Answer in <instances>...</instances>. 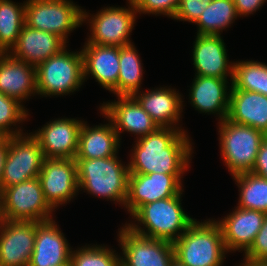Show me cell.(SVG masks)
<instances>
[{
    "instance_id": "obj_1",
    "label": "cell",
    "mask_w": 267,
    "mask_h": 266,
    "mask_svg": "<svg viewBox=\"0 0 267 266\" xmlns=\"http://www.w3.org/2000/svg\"><path fill=\"white\" fill-rule=\"evenodd\" d=\"M186 132L159 127L153 133L136 139L128 163L129 173L185 174L194 153L193 143Z\"/></svg>"
},
{
    "instance_id": "obj_2",
    "label": "cell",
    "mask_w": 267,
    "mask_h": 266,
    "mask_svg": "<svg viewBox=\"0 0 267 266\" xmlns=\"http://www.w3.org/2000/svg\"><path fill=\"white\" fill-rule=\"evenodd\" d=\"M183 192L173 197L142 205L132 215V219L135 221L125 223V225L141 236L173 243L196 220L183 210L181 205Z\"/></svg>"
},
{
    "instance_id": "obj_3",
    "label": "cell",
    "mask_w": 267,
    "mask_h": 266,
    "mask_svg": "<svg viewBox=\"0 0 267 266\" xmlns=\"http://www.w3.org/2000/svg\"><path fill=\"white\" fill-rule=\"evenodd\" d=\"M117 155L107 158L75 159L79 190L95 197L114 201L125 206L127 198L128 164ZM86 190V191H85Z\"/></svg>"
},
{
    "instance_id": "obj_4",
    "label": "cell",
    "mask_w": 267,
    "mask_h": 266,
    "mask_svg": "<svg viewBox=\"0 0 267 266\" xmlns=\"http://www.w3.org/2000/svg\"><path fill=\"white\" fill-rule=\"evenodd\" d=\"M173 247L175 258L186 266H222L228 253L220 226L210 218L195 220Z\"/></svg>"
},
{
    "instance_id": "obj_5",
    "label": "cell",
    "mask_w": 267,
    "mask_h": 266,
    "mask_svg": "<svg viewBox=\"0 0 267 266\" xmlns=\"http://www.w3.org/2000/svg\"><path fill=\"white\" fill-rule=\"evenodd\" d=\"M83 56L64 48L36 66V87L40 97L64 96L84 84Z\"/></svg>"
},
{
    "instance_id": "obj_6",
    "label": "cell",
    "mask_w": 267,
    "mask_h": 266,
    "mask_svg": "<svg viewBox=\"0 0 267 266\" xmlns=\"http://www.w3.org/2000/svg\"><path fill=\"white\" fill-rule=\"evenodd\" d=\"M218 123L220 155L228 172L232 176L251 172L266 135L250 126L231 122L227 118Z\"/></svg>"
},
{
    "instance_id": "obj_7",
    "label": "cell",
    "mask_w": 267,
    "mask_h": 266,
    "mask_svg": "<svg viewBox=\"0 0 267 266\" xmlns=\"http://www.w3.org/2000/svg\"><path fill=\"white\" fill-rule=\"evenodd\" d=\"M71 0H26L25 24L55 34L66 43L69 34L83 24V9Z\"/></svg>"
},
{
    "instance_id": "obj_8",
    "label": "cell",
    "mask_w": 267,
    "mask_h": 266,
    "mask_svg": "<svg viewBox=\"0 0 267 266\" xmlns=\"http://www.w3.org/2000/svg\"><path fill=\"white\" fill-rule=\"evenodd\" d=\"M127 2L128 8L107 6L91 16L83 9V23L87 21L91 32L86 42L117 47L133 44L129 36L135 26L137 11L133 0Z\"/></svg>"
},
{
    "instance_id": "obj_9",
    "label": "cell",
    "mask_w": 267,
    "mask_h": 266,
    "mask_svg": "<svg viewBox=\"0 0 267 266\" xmlns=\"http://www.w3.org/2000/svg\"><path fill=\"white\" fill-rule=\"evenodd\" d=\"M0 194L4 220L45 222L53 219L54 209L46 201L38 177L11 185Z\"/></svg>"
},
{
    "instance_id": "obj_10",
    "label": "cell",
    "mask_w": 267,
    "mask_h": 266,
    "mask_svg": "<svg viewBox=\"0 0 267 266\" xmlns=\"http://www.w3.org/2000/svg\"><path fill=\"white\" fill-rule=\"evenodd\" d=\"M44 159L39 141L31 133L9 136L0 192L11 185L38 177Z\"/></svg>"
},
{
    "instance_id": "obj_11",
    "label": "cell",
    "mask_w": 267,
    "mask_h": 266,
    "mask_svg": "<svg viewBox=\"0 0 267 266\" xmlns=\"http://www.w3.org/2000/svg\"><path fill=\"white\" fill-rule=\"evenodd\" d=\"M119 230L121 266H170L175 257L172 242L141 236L126 225Z\"/></svg>"
},
{
    "instance_id": "obj_12",
    "label": "cell",
    "mask_w": 267,
    "mask_h": 266,
    "mask_svg": "<svg viewBox=\"0 0 267 266\" xmlns=\"http://www.w3.org/2000/svg\"><path fill=\"white\" fill-rule=\"evenodd\" d=\"M183 175L129 173L125 208L132 216L142 205L173 197L184 189Z\"/></svg>"
},
{
    "instance_id": "obj_13",
    "label": "cell",
    "mask_w": 267,
    "mask_h": 266,
    "mask_svg": "<svg viewBox=\"0 0 267 266\" xmlns=\"http://www.w3.org/2000/svg\"><path fill=\"white\" fill-rule=\"evenodd\" d=\"M38 178L53 209L67 204L80 192L75 159L45 158Z\"/></svg>"
},
{
    "instance_id": "obj_14",
    "label": "cell",
    "mask_w": 267,
    "mask_h": 266,
    "mask_svg": "<svg viewBox=\"0 0 267 266\" xmlns=\"http://www.w3.org/2000/svg\"><path fill=\"white\" fill-rule=\"evenodd\" d=\"M82 123L77 118H57L31 134L39 141L45 158L75 159Z\"/></svg>"
},
{
    "instance_id": "obj_15",
    "label": "cell",
    "mask_w": 267,
    "mask_h": 266,
    "mask_svg": "<svg viewBox=\"0 0 267 266\" xmlns=\"http://www.w3.org/2000/svg\"><path fill=\"white\" fill-rule=\"evenodd\" d=\"M36 222L4 220L0 228V266H29Z\"/></svg>"
},
{
    "instance_id": "obj_16",
    "label": "cell",
    "mask_w": 267,
    "mask_h": 266,
    "mask_svg": "<svg viewBox=\"0 0 267 266\" xmlns=\"http://www.w3.org/2000/svg\"><path fill=\"white\" fill-rule=\"evenodd\" d=\"M221 35L196 34L192 49L195 75L217 77L233 81L234 61L229 62L226 45Z\"/></svg>"
},
{
    "instance_id": "obj_17",
    "label": "cell",
    "mask_w": 267,
    "mask_h": 266,
    "mask_svg": "<svg viewBox=\"0 0 267 266\" xmlns=\"http://www.w3.org/2000/svg\"><path fill=\"white\" fill-rule=\"evenodd\" d=\"M117 101L103 102L99 109L112 121L119 138L124 131L141 138L159 126L133 96H116Z\"/></svg>"
},
{
    "instance_id": "obj_18",
    "label": "cell",
    "mask_w": 267,
    "mask_h": 266,
    "mask_svg": "<svg viewBox=\"0 0 267 266\" xmlns=\"http://www.w3.org/2000/svg\"><path fill=\"white\" fill-rule=\"evenodd\" d=\"M266 213L235 207L226 217L215 220L221 228L227 252H243L250 248L262 227Z\"/></svg>"
},
{
    "instance_id": "obj_19",
    "label": "cell",
    "mask_w": 267,
    "mask_h": 266,
    "mask_svg": "<svg viewBox=\"0 0 267 266\" xmlns=\"http://www.w3.org/2000/svg\"><path fill=\"white\" fill-rule=\"evenodd\" d=\"M55 220L36 222L35 244L29 266H61L70 263L72 248Z\"/></svg>"
},
{
    "instance_id": "obj_20",
    "label": "cell",
    "mask_w": 267,
    "mask_h": 266,
    "mask_svg": "<svg viewBox=\"0 0 267 266\" xmlns=\"http://www.w3.org/2000/svg\"><path fill=\"white\" fill-rule=\"evenodd\" d=\"M176 90L160 86V88L146 90V92H136L133 97L159 127H170L185 132L186 130L179 125L184 101L182 95Z\"/></svg>"
},
{
    "instance_id": "obj_21",
    "label": "cell",
    "mask_w": 267,
    "mask_h": 266,
    "mask_svg": "<svg viewBox=\"0 0 267 266\" xmlns=\"http://www.w3.org/2000/svg\"><path fill=\"white\" fill-rule=\"evenodd\" d=\"M66 47L67 43L59 36L24 24L16 44L8 53L36 67Z\"/></svg>"
},
{
    "instance_id": "obj_22",
    "label": "cell",
    "mask_w": 267,
    "mask_h": 266,
    "mask_svg": "<svg viewBox=\"0 0 267 266\" xmlns=\"http://www.w3.org/2000/svg\"><path fill=\"white\" fill-rule=\"evenodd\" d=\"M81 49L84 80L91 77L103 88L117 96L119 74V47L85 42Z\"/></svg>"
},
{
    "instance_id": "obj_23",
    "label": "cell",
    "mask_w": 267,
    "mask_h": 266,
    "mask_svg": "<svg viewBox=\"0 0 267 266\" xmlns=\"http://www.w3.org/2000/svg\"><path fill=\"white\" fill-rule=\"evenodd\" d=\"M226 79L195 75L189 89L192 107L200 113L218 114L219 121L228 117L231 86Z\"/></svg>"
},
{
    "instance_id": "obj_24",
    "label": "cell",
    "mask_w": 267,
    "mask_h": 266,
    "mask_svg": "<svg viewBox=\"0 0 267 266\" xmlns=\"http://www.w3.org/2000/svg\"><path fill=\"white\" fill-rule=\"evenodd\" d=\"M0 92L21 104L37 93L36 67L0 53Z\"/></svg>"
},
{
    "instance_id": "obj_25",
    "label": "cell",
    "mask_w": 267,
    "mask_h": 266,
    "mask_svg": "<svg viewBox=\"0 0 267 266\" xmlns=\"http://www.w3.org/2000/svg\"><path fill=\"white\" fill-rule=\"evenodd\" d=\"M100 112L108 123L90 127L83 121L75 159L107 158L118 155L121 138L117 135L112 121L102 111Z\"/></svg>"
},
{
    "instance_id": "obj_26",
    "label": "cell",
    "mask_w": 267,
    "mask_h": 266,
    "mask_svg": "<svg viewBox=\"0 0 267 266\" xmlns=\"http://www.w3.org/2000/svg\"><path fill=\"white\" fill-rule=\"evenodd\" d=\"M228 120L250 126L267 136V96L236 89L231 84Z\"/></svg>"
},
{
    "instance_id": "obj_27",
    "label": "cell",
    "mask_w": 267,
    "mask_h": 266,
    "mask_svg": "<svg viewBox=\"0 0 267 266\" xmlns=\"http://www.w3.org/2000/svg\"><path fill=\"white\" fill-rule=\"evenodd\" d=\"M134 44L119 47L117 96H133L141 89L143 64Z\"/></svg>"
},
{
    "instance_id": "obj_28",
    "label": "cell",
    "mask_w": 267,
    "mask_h": 266,
    "mask_svg": "<svg viewBox=\"0 0 267 266\" xmlns=\"http://www.w3.org/2000/svg\"><path fill=\"white\" fill-rule=\"evenodd\" d=\"M237 18L233 0H212L195 22L197 34L221 35Z\"/></svg>"
},
{
    "instance_id": "obj_29",
    "label": "cell",
    "mask_w": 267,
    "mask_h": 266,
    "mask_svg": "<svg viewBox=\"0 0 267 266\" xmlns=\"http://www.w3.org/2000/svg\"><path fill=\"white\" fill-rule=\"evenodd\" d=\"M15 3L11 0H0V53L11 50L25 24V1Z\"/></svg>"
},
{
    "instance_id": "obj_30",
    "label": "cell",
    "mask_w": 267,
    "mask_h": 266,
    "mask_svg": "<svg viewBox=\"0 0 267 266\" xmlns=\"http://www.w3.org/2000/svg\"><path fill=\"white\" fill-rule=\"evenodd\" d=\"M239 188L238 206L267 214V179L245 172L233 176Z\"/></svg>"
},
{
    "instance_id": "obj_31",
    "label": "cell",
    "mask_w": 267,
    "mask_h": 266,
    "mask_svg": "<svg viewBox=\"0 0 267 266\" xmlns=\"http://www.w3.org/2000/svg\"><path fill=\"white\" fill-rule=\"evenodd\" d=\"M232 85L267 96V64L254 60L234 62Z\"/></svg>"
},
{
    "instance_id": "obj_32",
    "label": "cell",
    "mask_w": 267,
    "mask_h": 266,
    "mask_svg": "<svg viewBox=\"0 0 267 266\" xmlns=\"http://www.w3.org/2000/svg\"><path fill=\"white\" fill-rule=\"evenodd\" d=\"M105 245H85L71 251V266H121V256Z\"/></svg>"
},
{
    "instance_id": "obj_33",
    "label": "cell",
    "mask_w": 267,
    "mask_h": 266,
    "mask_svg": "<svg viewBox=\"0 0 267 266\" xmlns=\"http://www.w3.org/2000/svg\"><path fill=\"white\" fill-rule=\"evenodd\" d=\"M28 117V110L23 104L0 92V136L24 134L19 124L25 122ZM16 125H19V128Z\"/></svg>"
},
{
    "instance_id": "obj_34",
    "label": "cell",
    "mask_w": 267,
    "mask_h": 266,
    "mask_svg": "<svg viewBox=\"0 0 267 266\" xmlns=\"http://www.w3.org/2000/svg\"><path fill=\"white\" fill-rule=\"evenodd\" d=\"M181 0H133L139 14L165 15L172 20Z\"/></svg>"
},
{
    "instance_id": "obj_35",
    "label": "cell",
    "mask_w": 267,
    "mask_h": 266,
    "mask_svg": "<svg viewBox=\"0 0 267 266\" xmlns=\"http://www.w3.org/2000/svg\"><path fill=\"white\" fill-rule=\"evenodd\" d=\"M212 0H181L174 20L195 23Z\"/></svg>"
},
{
    "instance_id": "obj_36",
    "label": "cell",
    "mask_w": 267,
    "mask_h": 266,
    "mask_svg": "<svg viewBox=\"0 0 267 266\" xmlns=\"http://www.w3.org/2000/svg\"><path fill=\"white\" fill-rule=\"evenodd\" d=\"M244 254V259L267 262V214L254 242Z\"/></svg>"
},
{
    "instance_id": "obj_37",
    "label": "cell",
    "mask_w": 267,
    "mask_h": 266,
    "mask_svg": "<svg viewBox=\"0 0 267 266\" xmlns=\"http://www.w3.org/2000/svg\"><path fill=\"white\" fill-rule=\"evenodd\" d=\"M251 173L267 179V136L260 145Z\"/></svg>"
},
{
    "instance_id": "obj_38",
    "label": "cell",
    "mask_w": 267,
    "mask_h": 266,
    "mask_svg": "<svg viewBox=\"0 0 267 266\" xmlns=\"http://www.w3.org/2000/svg\"><path fill=\"white\" fill-rule=\"evenodd\" d=\"M238 17H245L259 10L266 0H233Z\"/></svg>"
},
{
    "instance_id": "obj_39",
    "label": "cell",
    "mask_w": 267,
    "mask_h": 266,
    "mask_svg": "<svg viewBox=\"0 0 267 266\" xmlns=\"http://www.w3.org/2000/svg\"><path fill=\"white\" fill-rule=\"evenodd\" d=\"M9 149V136H0V182Z\"/></svg>"
},
{
    "instance_id": "obj_40",
    "label": "cell",
    "mask_w": 267,
    "mask_h": 266,
    "mask_svg": "<svg viewBox=\"0 0 267 266\" xmlns=\"http://www.w3.org/2000/svg\"><path fill=\"white\" fill-rule=\"evenodd\" d=\"M243 262L244 263H241L238 266H267L266 261H254V260L243 259Z\"/></svg>"
},
{
    "instance_id": "obj_41",
    "label": "cell",
    "mask_w": 267,
    "mask_h": 266,
    "mask_svg": "<svg viewBox=\"0 0 267 266\" xmlns=\"http://www.w3.org/2000/svg\"><path fill=\"white\" fill-rule=\"evenodd\" d=\"M3 222H4V216L2 213V196L0 194V228L3 225Z\"/></svg>"
},
{
    "instance_id": "obj_42",
    "label": "cell",
    "mask_w": 267,
    "mask_h": 266,
    "mask_svg": "<svg viewBox=\"0 0 267 266\" xmlns=\"http://www.w3.org/2000/svg\"><path fill=\"white\" fill-rule=\"evenodd\" d=\"M170 266H186V265H184L183 263H181L178 259L174 257Z\"/></svg>"
},
{
    "instance_id": "obj_43",
    "label": "cell",
    "mask_w": 267,
    "mask_h": 266,
    "mask_svg": "<svg viewBox=\"0 0 267 266\" xmlns=\"http://www.w3.org/2000/svg\"><path fill=\"white\" fill-rule=\"evenodd\" d=\"M61 266H71V263H69V264H65V265H61Z\"/></svg>"
}]
</instances>
